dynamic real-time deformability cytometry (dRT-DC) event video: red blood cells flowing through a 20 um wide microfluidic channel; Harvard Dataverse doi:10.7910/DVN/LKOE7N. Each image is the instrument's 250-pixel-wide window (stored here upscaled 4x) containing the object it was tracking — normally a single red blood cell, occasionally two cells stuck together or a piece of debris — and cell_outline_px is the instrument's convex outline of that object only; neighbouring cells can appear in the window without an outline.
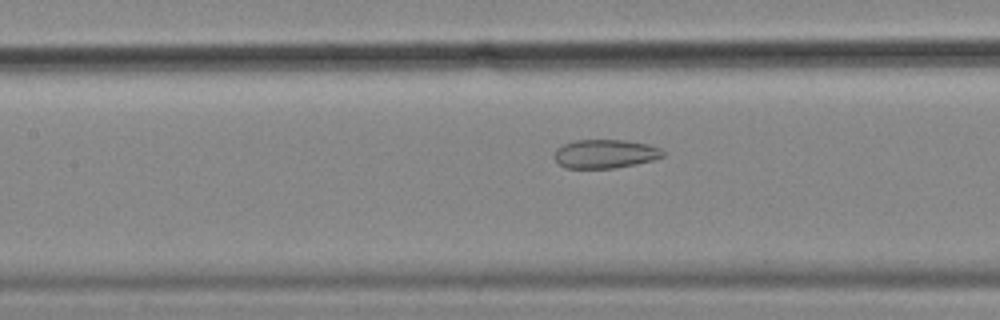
{"species": "common noctule bat (a hibernating species)", "species_latin": "Nyctalus noctula", "temperature_condition": "cold", "stored_images_in_passage": 36, "camera_frame_rate_fps": 3000, "um_per_image_px": 0.085, "animal": {"sex": "female", "body_mass_g": 18.4}, "frame": {"image": 1, "passage_image": 8, "time_ms": 2.333, "image_size_px": [1000, 320], "cell_outline_px": [[664, 156], [652, 160], [636, 164], [616, 168], [564, 168], [556, 160], [556, 148], [564, 144], [576, 140], [624, 140], [648, 144], [660, 148], [664, 152]], "centroid_in_image_um": [51.46, 13.08], "position_along_channel_um": 155.9, "area_um2": 18.09}}
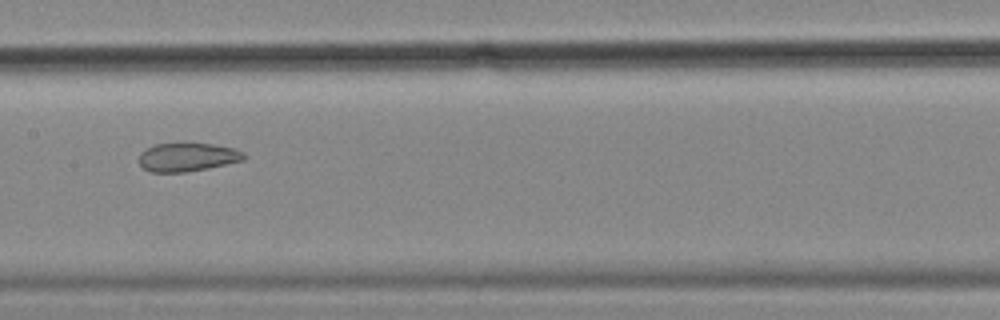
{"frame": {"image": 2, "passage_image": 11, "time_ms": 3.333, "image_size_px": [1000, 320], "cell_outline_px": [[248, 156], [244, 160], [208, 168], [184, 172], [148, 172], [140, 164], [140, 152], [156, 144], [212, 144], [236, 148], [244, 152]], "centroid_in_image_um": [15.98, 13.36], "position_along_channel_um": 191.4, "area_um2": 17.34}}
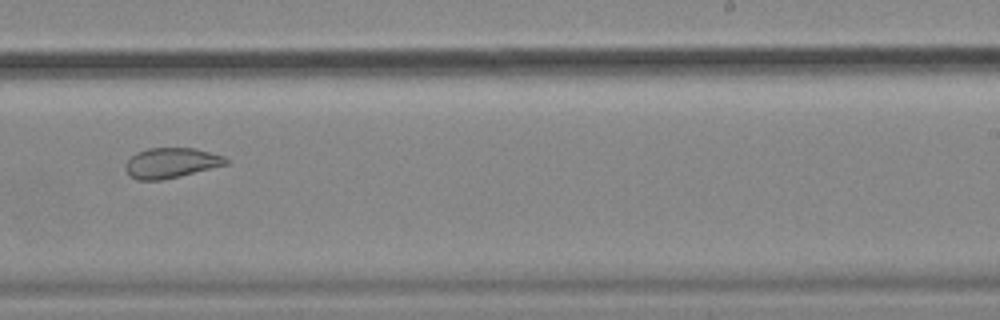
{"frame": {"image": 3, "passage_image": 18, "time_ms": 5.667, "image_size_px": [1000, 320], "cell_outline_px": [[228, 164], [180, 176], [160, 180], [136, 180], [128, 176], [124, 168], [124, 164], [136, 152], [148, 148], [196, 148], [224, 156], [228, 160]], "centroid_in_image_um": [14.51, 13.85], "position_along_channel_um": 274.5, "area_um2": 17.8}}